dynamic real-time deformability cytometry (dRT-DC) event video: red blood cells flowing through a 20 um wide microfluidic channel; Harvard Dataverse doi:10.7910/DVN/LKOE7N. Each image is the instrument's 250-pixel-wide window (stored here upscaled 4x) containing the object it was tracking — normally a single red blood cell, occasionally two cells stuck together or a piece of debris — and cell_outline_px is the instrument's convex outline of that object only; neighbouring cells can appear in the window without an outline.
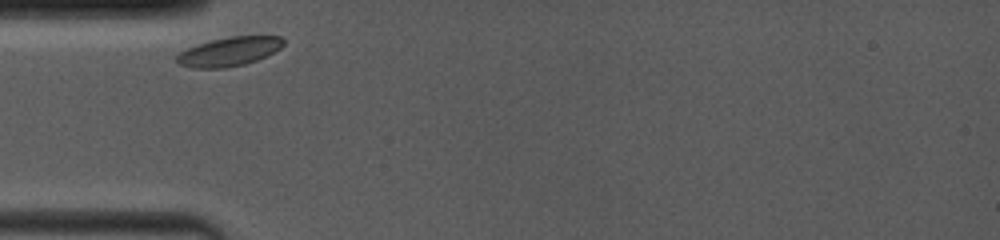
{"species": "common noctule bat (a hibernating species)", "species_latin": "Nyctalus noctula", "temperature_condition": "room temperature", "stored_images_in_passage": 25, "camera_frame_rate_fps": 4000, "um_per_image_px": 0.085, "animal": {"sex": "female", "body_mass_g": 19.0, "forearm_length_mm": 53.3}, "frame": {"image": 1, "passage_image": 2, "time_ms": 0.25, "image_size_px": [1000, 240], "cell_outline_px": [[284, 44], [280, 48], [256, 60], [244, 64], [224, 68], [192, 68], [180, 64], [176, 60], [176, 56], [180, 52], [188, 48], [212, 40], [232, 36], [280, 36], [284, 40]], "centroid_in_image_um": [19.47, 4.38], "position_along_channel_um": 65.5, "area_um2": 17.69}}
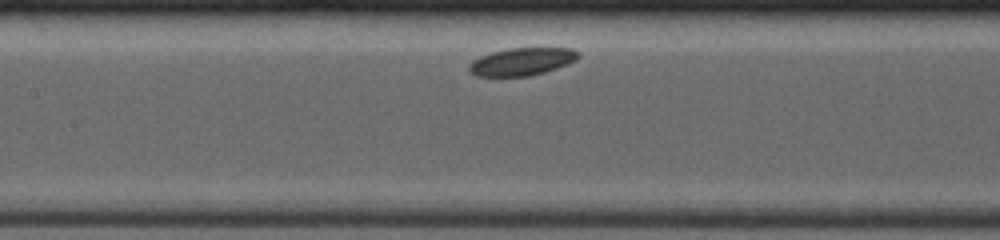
{"frame": {"image": 2, "passage_image": 12, "time_ms": 3.0, "image_size_px": [1000, 240], "cell_outline_px": [[580, 56], [576, 60], [568, 64], [544, 72], [528, 76], [476, 76], [468, 72], [468, 64], [472, 60], [480, 56], [492, 52], [508, 48], [572, 48], [580, 52]], "centroid_in_image_um": [44.34, 5.23], "position_along_channel_um": 163.1, "area_um2": 17.74}}
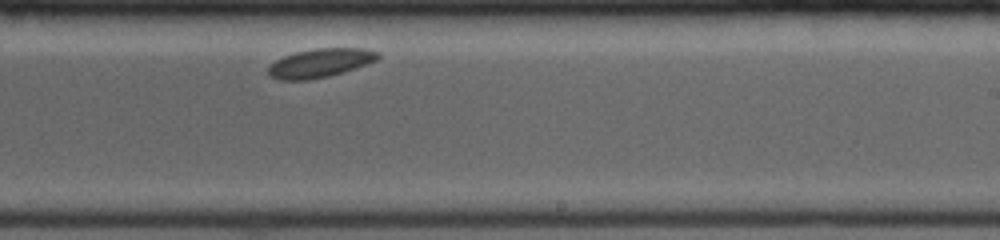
{"frame": {"image": 3, "passage_image": 25, "time_ms": 5.75, "image_size_px": [1000, 240], "cell_outline_px": [[380, 56], [376, 60], [328, 76], [308, 80], [280, 80], [272, 76], [268, 72], [268, 64], [284, 56], [296, 52], [312, 48], [364, 48], [380, 52]], "centroid_in_image_um": [27.18, 5.34], "position_along_channel_um": 261.8, "area_um2": 18.15}}